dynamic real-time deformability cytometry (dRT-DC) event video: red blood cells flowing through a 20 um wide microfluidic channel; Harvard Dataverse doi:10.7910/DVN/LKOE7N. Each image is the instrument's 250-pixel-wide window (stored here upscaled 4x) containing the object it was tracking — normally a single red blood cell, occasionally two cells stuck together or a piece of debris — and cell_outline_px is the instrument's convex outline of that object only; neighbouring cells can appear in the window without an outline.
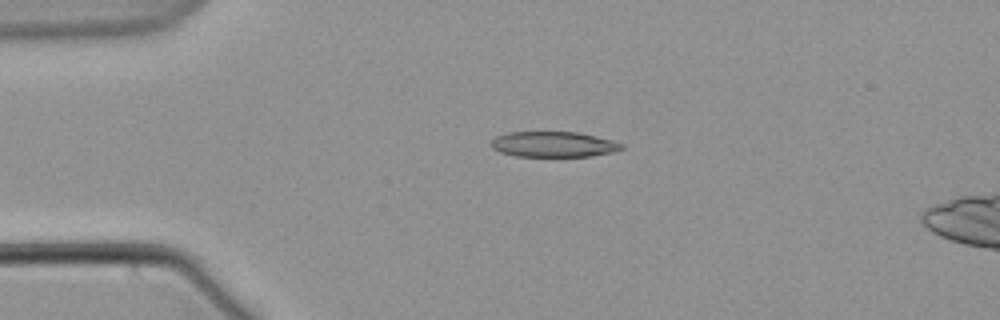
{"species": "common noctule bat (a hibernating species)", "species_latin": "Nyctalus noctula", "temperature_condition": "warm", "stored_images_in_passage": 3, "camera_frame_rate_fps": 3000, "um_per_image_px": 0.085, "animal": {"sex": "male", "body_mass_g": 21.5, "forearm_length_mm": 52.0}, "frame": {"image": 1, "passage_image": 1, "time_ms": 0.0, "image_size_px": [1000, 320], "cell_outline_px": [[624, 148], [612, 152], [592, 156], [516, 156], [500, 152], [492, 148], [488, 144], [496, 136], [508, 132], [580, 132], [612, 140], [624, 144]], "centroid_in_image_um": [47.04, 12.26], "position_along_channel_um": 38.0, "area_um2": 19.48}}